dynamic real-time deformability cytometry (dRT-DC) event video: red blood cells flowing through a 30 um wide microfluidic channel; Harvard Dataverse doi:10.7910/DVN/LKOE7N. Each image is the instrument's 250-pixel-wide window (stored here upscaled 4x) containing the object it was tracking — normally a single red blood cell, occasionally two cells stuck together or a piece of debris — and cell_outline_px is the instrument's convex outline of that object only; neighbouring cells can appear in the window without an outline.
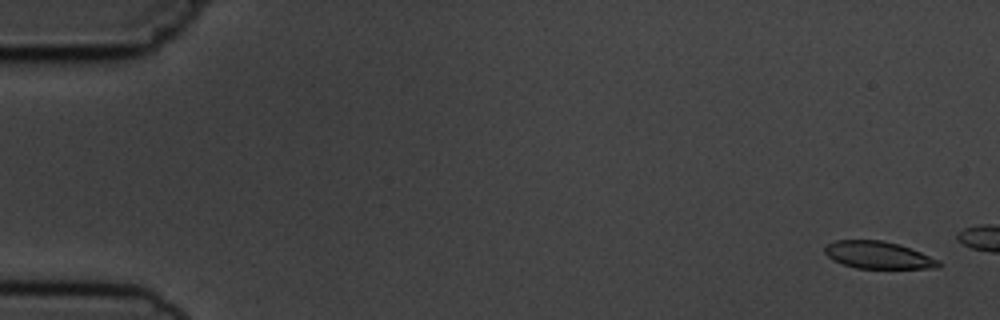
{"species": "common noctule bat (a hibernating species)", "species_latin": "Nyctalus noctula", "temperature_condition": "cold", "stored_images_in_passage": 4, "camera_frame_rate_fps": 3000, "um_per_image_px": 0.085, "animal": {"sex": "male", "body_mass_g": 19.5, "forearm_length_mm": 54.6}, "frame": {"image": 1, "passage_image": 1, "time_ms": 0.0, "image_size_px": [1000, 320], "cell_outline_px": [[940, 268], [856, 268], [832, 260], [824, 252], [824, 248], [828, 244], [836, 240], [884, 240], [900, 244], [940, 260]], "centroid_in_image_um": [74.65, 21.67], "position_along_channel_um": 10.3, "area_um2": 18.09}}